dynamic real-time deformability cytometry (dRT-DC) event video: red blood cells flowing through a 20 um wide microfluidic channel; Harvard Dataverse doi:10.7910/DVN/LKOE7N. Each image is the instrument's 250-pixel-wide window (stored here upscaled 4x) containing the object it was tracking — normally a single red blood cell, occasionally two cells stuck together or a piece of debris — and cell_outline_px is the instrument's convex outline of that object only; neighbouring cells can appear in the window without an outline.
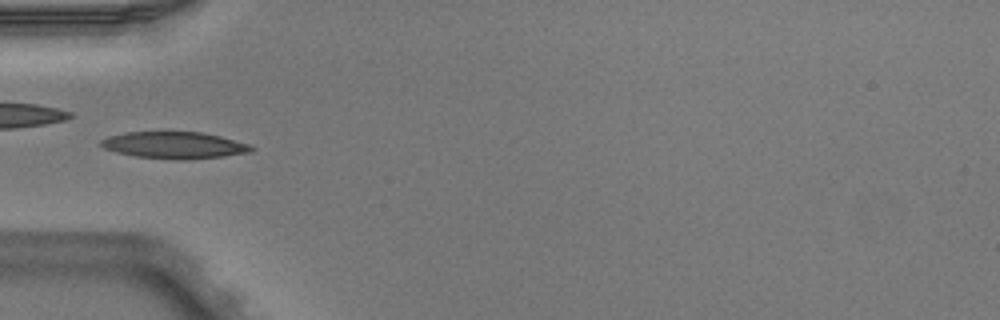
{"species": "Egyptian fruit bat (a non-hibernating species)", "species_latin": "Rousettus aegyptiacus", "temperature_condition": "warm", "stored_images_in_passage": 3, "camera_frame_rate_fps": 3000, "um_per_image_px": 0.085, "animal": {"sex": "male"}, "frame": {"image": 1, "passage_image": 3, "time_ms": 0.667, "image_size_px": [1000, 320], "cell_outline_px": [[256, 148], [252, 152], [224, 156], [184, 160], [180, 160], [136, 156], [116, 152], [104, 148], [100, 144], [100, 140], [108, 136], [124, 132], [204, 132], [220, 136], [248, 144]], "centroid_in_image_um": [14.82, 12.34], "position_along_channel_um": 70.2, "area_um2": 23.47}}